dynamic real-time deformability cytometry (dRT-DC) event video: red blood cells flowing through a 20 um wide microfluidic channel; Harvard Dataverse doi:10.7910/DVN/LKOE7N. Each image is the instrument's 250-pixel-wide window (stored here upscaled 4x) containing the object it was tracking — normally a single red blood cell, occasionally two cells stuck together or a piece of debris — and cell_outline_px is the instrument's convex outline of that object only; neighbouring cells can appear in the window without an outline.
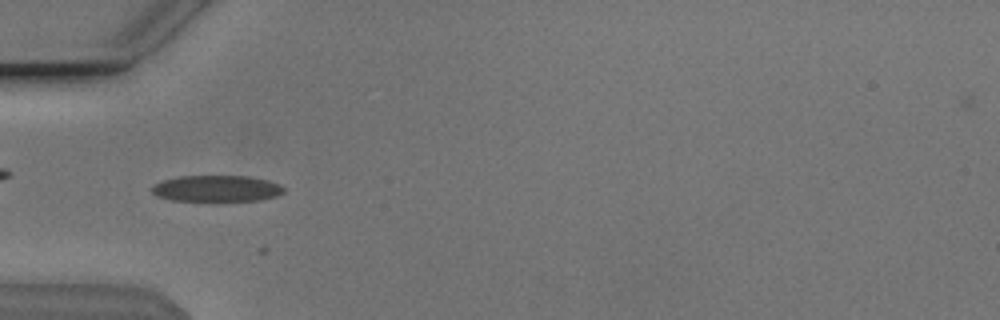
{"species": "Egyptian fruit bat (a non-hibernating species)", "species_latin": "Rousettus aegyptiacus", "temperature_condition": "cold", "stored_images_in_passage": 22, "camera_frame_rate_fps": 3000, "um_per_image_px": 0.085, "animal": {"sex": "male"}, "frame": {"image": 1, "passage_image": 17, "time_ms": 5.333, "image_size_px": [1000, 320], "cell_outline_px": [[284, 192], [276, 196], [260, 200], [216, 204], [208, 204], [168, 200], [156, 196], [152, 192], [152, 188], [156, 184], [164, 180], [180, 176], [248, 176], [268, 180], [284, 188]], "centroid_in_image_um": [18.38, 16.09], "position_along_channel_um": 66.6, "area_um2": 21.33}}